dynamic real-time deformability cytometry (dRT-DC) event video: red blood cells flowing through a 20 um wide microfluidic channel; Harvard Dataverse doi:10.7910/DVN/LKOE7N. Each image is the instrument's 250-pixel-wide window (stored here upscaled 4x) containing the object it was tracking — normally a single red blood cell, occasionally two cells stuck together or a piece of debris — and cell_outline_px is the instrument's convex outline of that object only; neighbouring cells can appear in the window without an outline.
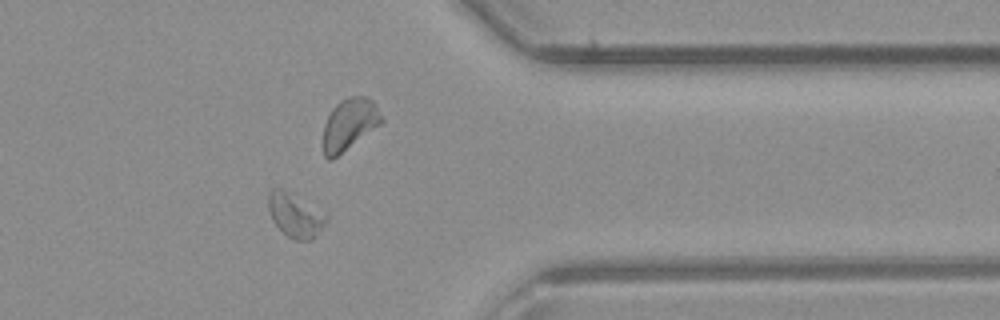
{"species": "common noctule bat (a hibernating species)", "species_latin": "Nyctalus noctula", "temperature_condition": "room temperature", "stored_images_in_passage": 41, "segment_of_instrument_passage": [1, 2], "camera_frame_rate_fps": 3000, "um_per_image_px": 0.085, "animal": {"sex": "male", "body_mass_g": 23.1, "forearm_length_mm": 52.7}, "frame": {"image": 1, "passage_image": 32, "time_ms": 10.333, "image_size_px": [1000, 320], "cell_outline_px": [[328, 220], [312, 240], [296, 240], [288, 236], [272, 220], [268, 208], [268, 192], [272, 188], [284, 188], [328, 216]], "centroid_in_image_um": [25.06, 18.27], "position_along_channel_um": 386.3, "area_um2": 14.62}}
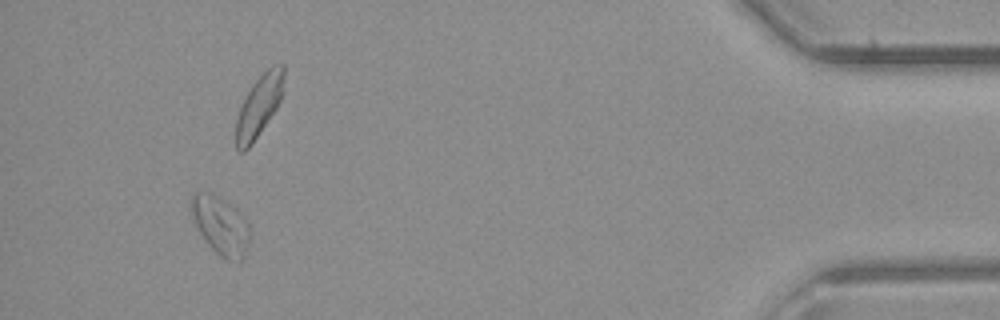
{"frame": {"image": 2, "passage_image": 37, "time_ms": 12.0, "image_size_px": [1000, 320], "cell_outline_px": [[248, 244], [244, 260], [240, 264], [228, 260], [220, 256], [208, 244], [200, 232], [196, 224], [188, 204], [192, 196], [196, 192], [212, 192], [236, 208], [244, 216], [248, 224]], "centroid_in_image_um": [18.76, 19.17], "position_along_channel_um": 416.4, "area_um2": 20.0}}